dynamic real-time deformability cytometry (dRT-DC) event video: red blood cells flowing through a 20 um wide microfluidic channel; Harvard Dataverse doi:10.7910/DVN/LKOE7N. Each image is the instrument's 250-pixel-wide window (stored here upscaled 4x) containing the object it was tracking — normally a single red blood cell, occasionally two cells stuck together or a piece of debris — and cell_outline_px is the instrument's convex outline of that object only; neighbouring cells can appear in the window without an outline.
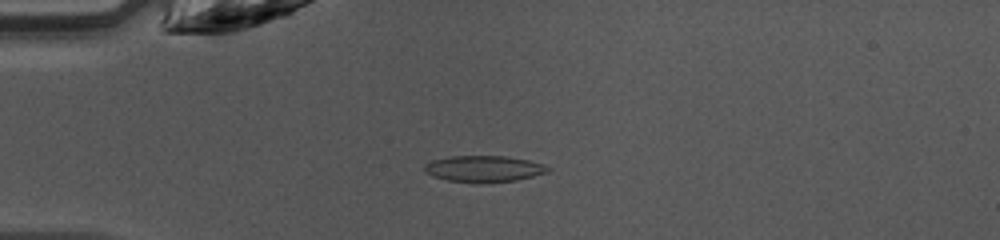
{"species": "common noctule bat (a hibernating species)", "species_latin": "Nyctalus noctula", "temperature_condition": "warm", "stored_images_in_passage": 33, "camera_frame_rate_fps": 3000, "um_per_image_px": 0.085, "animal": {"sex": "female", "body_mass_g": 10.0, "forearm_length_mm": 53.1}, "frame": {"image": 1, "passage_image": 3, "time_ms": 0.667, "image_size_px": [1000, 240], "cell_outline_px": [[552, 168], [548, 172], [516, 180], [484, 184], [472, 184], [448, 180], [432, 176], [424, 172], [424, 164], [432, 160], [452, 156], [504, 156], [528, 160], [544, 164]], "centroid_in_image_um": [41.11, 14.37], "position_along_channel_um": 43.9, "area_um2": 19.31}}
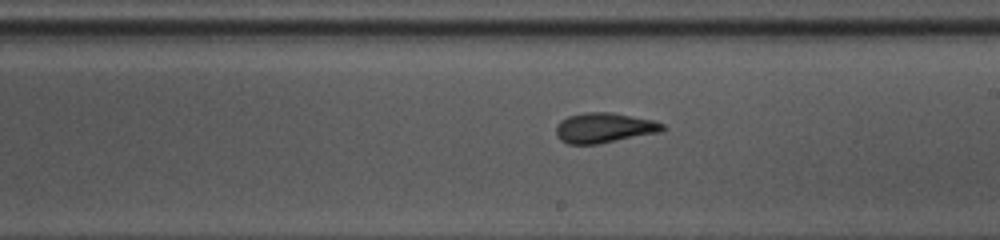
{"frame": {"image": 2, "passage_image": 18, "time_ms": 5.667, "image_size_px": [1000, 240], "cell_outline_px": [[668, 128], [660, 132], [596, 144], [568, 144], [560, 140], [556, 136], [556, 124], [560, 120], [568, 116], [584, 112], [612, 112], [652, 120], [664, 124]], "centroid_in_image_um": [51.33, 10.86], "position_along_channel_um": 237.7, "area_um2": 18.73}}
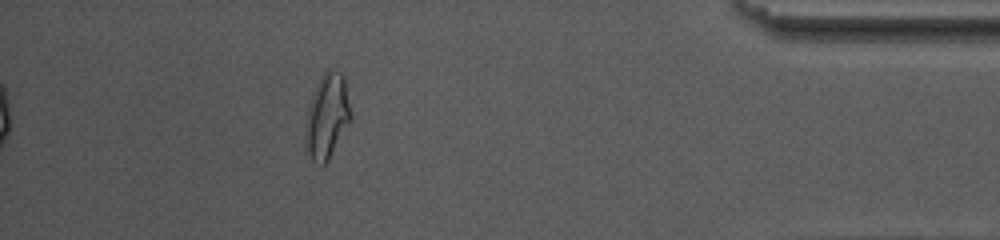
{"frame": {"image": 3, "passage_image": 33, "time_ms": 10.667, "image_size_px": [1000, 240], "cell_outline_px": [[352, 116], [328, 160], [324, 164], [320, 164], [312, 160], [308, 152], [308, 108], [312, 96], [324, 72], [328, 68], [332, 68], [340, 72], [344, 76]], "centroid_in_image_um": [27.86, 9.82], "position_along_channel_um": 407.3, "area_um2": 21.27}, "authors_computed_cell_mechanics": {"area_um2": 18.6116, "velocity_mm_per_s": 4.2444, "shape_relaxation_time_tau1_ms": 4.362, "shape_relaxation_time_tau2_ms": 1.3283, "deformation_change_tau1": 0.1634, "deformation_change_tau2": 0.0889}}